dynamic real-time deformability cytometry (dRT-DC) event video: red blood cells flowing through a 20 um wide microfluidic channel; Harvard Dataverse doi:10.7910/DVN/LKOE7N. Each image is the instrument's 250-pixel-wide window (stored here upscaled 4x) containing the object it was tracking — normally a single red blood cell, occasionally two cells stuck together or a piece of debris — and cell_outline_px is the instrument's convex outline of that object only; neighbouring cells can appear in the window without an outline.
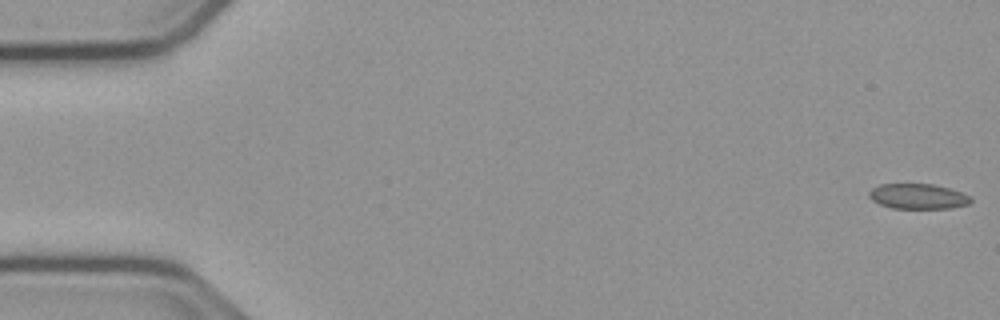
{"species": "common noctule bat (a hibernating species)", "species_latin": "Nyctalus noctula", "temperature_condition": "cold", "stored_images_in_passage": 54, "camera_frame_rate_fps": 3000, "um_per_image_px": 0.085, "animal": {"sex": "male", "body_mass_g": 23.1, "forearm_length_mm": 52.7}, "frame": {"image": 1, "passage_image": 1, "time_ms": 0.0, "image_size_px": [1000, 320], "cell_outline_px": [[972, 200], [968, 204], [948, 208], [892, 208], [880, 204], [872, 200], [868, 196], [868, 192], [872, 188], [880, 184], [932, 184], [948, 188], [972, 196]], "centroid_in_image_um": [78.01, 16.68], "position_along_channel_um": 7.0, "area_um2": 14.85}}
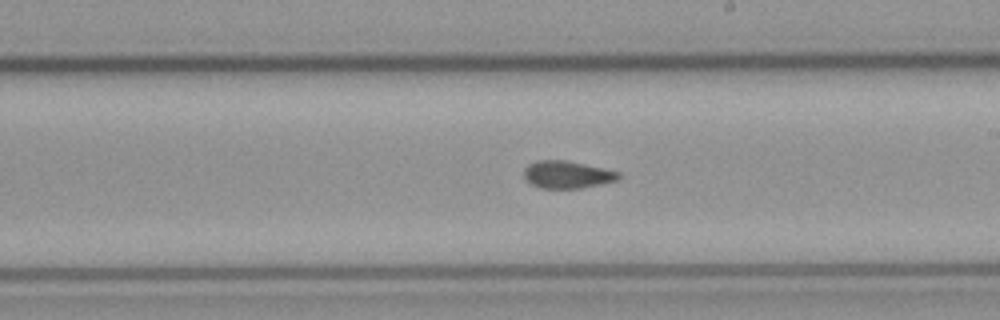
{"frame": {"image": 2, "passage_image": 31, "time_ms": 10.0, "image_size_px": [1000, 320], "cell_outline_px": [[620, 176], [616, 180], [600, 184], [580, 188], [540, 188], [532, 184], [524, 176], [524, 168], [528, 164], [536, 160], [568, 160], [604, 168], [620, 172]], "centroid_in_image_um": [48.2, 14.82], "position_along_channel_um": 240.8, "area_um2": 15.09}}
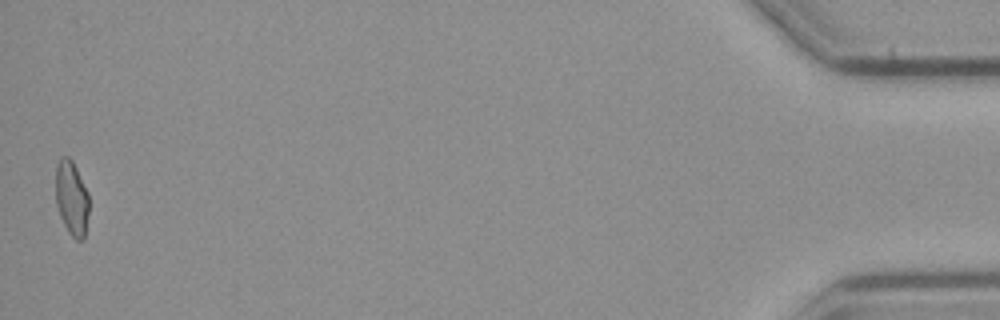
{"frame": {"image": 3, "passage_image": 54, "time_ms": 17.667, "image_size_px": [1000, 320], "cell_outline_px": [[88, 212], [84, 240], [76, 240], [68, 232], [60, 216], [56, 204], [56, 164], [60, 156], [68, 156], [72, 160], [88, 192]], "centroid_in_image_um": [6.08, 16.83], "position_along_channel_um": 429.1, "area_um2": 14.51}, "authors_computed_cell_mechanics": {"area_um2": 15.2014, "velocity_mm_per_s": 3.7774, "shape_relaxation_time_tau1_ms": null, "shape_relaxation_time_tau2_ms": 1.6338, "deformation_change_tau1": null, "deformation_change_tau2": 0.0679}}